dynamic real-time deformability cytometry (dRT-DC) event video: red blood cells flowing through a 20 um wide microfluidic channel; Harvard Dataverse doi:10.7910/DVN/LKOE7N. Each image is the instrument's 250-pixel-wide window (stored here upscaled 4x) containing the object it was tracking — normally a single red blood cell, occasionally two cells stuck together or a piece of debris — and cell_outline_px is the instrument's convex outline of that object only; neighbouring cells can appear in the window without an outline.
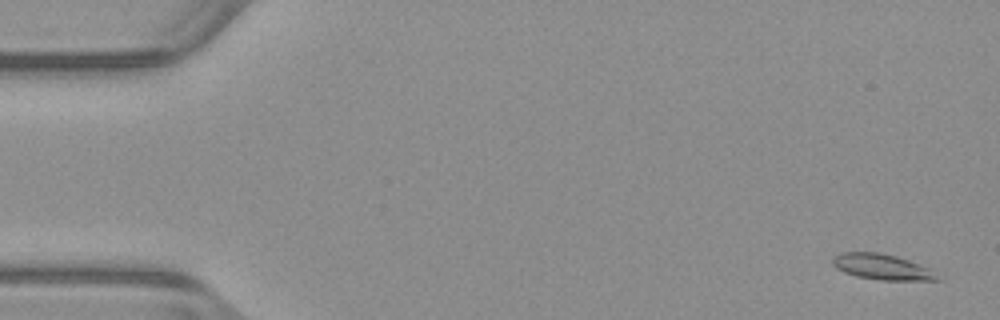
{"species": "common noctule bat (a hibernating species)", "species_latin": "Nyctalus noctula", "temperature_condition": "warm", "stored_images_in_passage": 55, "segment_of_instrument_passage": [1, 2], "camera_frame_rate_fps": 3000, "um_per_image_px": 0.085, "animal": {"sex": "male", "body_mass_g": 23.1, "forearm_length_mm": 52.7}, "frame": {"image": 1, "passage_image": 3, "time_ms": 0.667, "image_size_px": [1000, 320], "cell_outline_px": [[940, 280], [880, 280], [856, 276], [844, 272], [836, 268], [832, 264], [832, 256], [840, 252], [880, 252], [896, 256], [920, 264], [928, 268]], "centroid_in_image_um": [74.89, 22.67], "position_along_channel_um": 10.1, "area_um2": 15.55}}
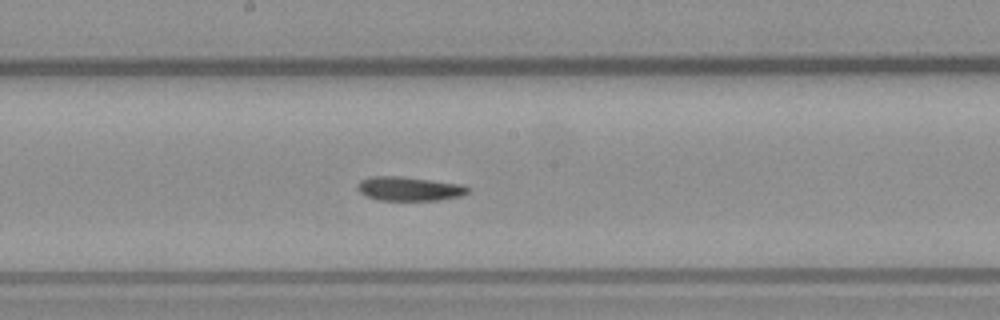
{"frame": {"image": 2, "passage_image": 29, "time_ms": 9.333, "image_size_px": [1000, 320], "cell_outline_px": [[472, 188], [468, 192], [460, 196], [436, 200], [376, 200], [360, 192], [356, 188], [356, 184], [360, 180], [368, 176], [400, 176], [460, 184]], "centroid_in_image_um": [34.73, 16.03], "position_along_channel_um": 213.5, "area_um2": 15.49}}
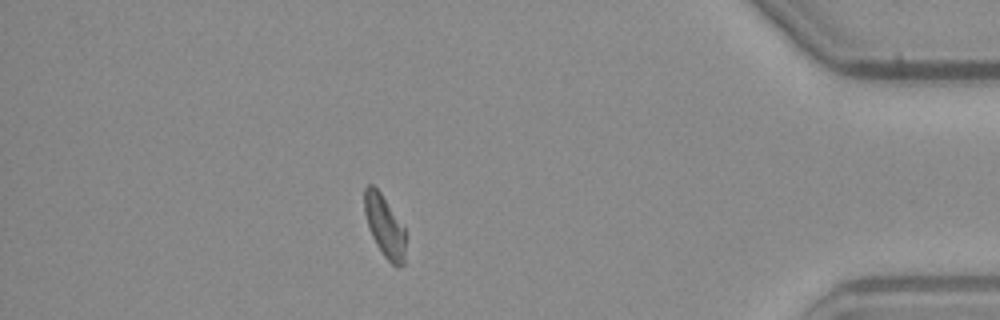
{"frame": {"image": 3, "passage_image": 47, "time_ms": 15.333, "image_size_px": [1000, 320], "cell_outline_px": [[404, 264], [396, 268], [384, 256], [376, 244], [372, 236], [364, 212], [364, 188], [368, 184], [372, 184], [380, 192], [404, 228]], "centroid_in_image_um": [32.67, 19.22], "position_along_channel_um": 402.5, "area_um2": 14.45}}